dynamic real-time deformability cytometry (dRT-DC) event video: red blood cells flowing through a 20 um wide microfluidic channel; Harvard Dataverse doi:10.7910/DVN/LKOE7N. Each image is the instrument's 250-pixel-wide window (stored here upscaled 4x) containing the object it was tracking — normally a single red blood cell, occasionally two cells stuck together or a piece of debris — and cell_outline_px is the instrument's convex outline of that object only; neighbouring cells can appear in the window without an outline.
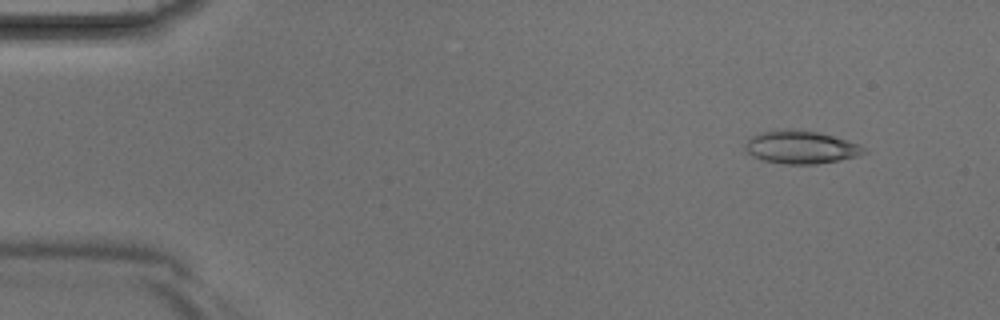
{"species": "Egyptian fruit bat (a non-hibernating species)", "species_latin": "Rousettus aegyptiacus", "temperature_condition": "room temperature", "stored_images_in_passage": 4, "camera_frame_rate_fps": 3000, "um_per_image_px": 0.085, "animal": {"sex": "male"}, "frame": {"image": 1, "passage_image": 1, "time_ms": 0.0, "image_size_px": [1000, 320], "cell_outline_px": [[868, 152], [856, 156], [840, 160], [816, 164], [784, 164], [764, 160], [752, 156], [748, 152], [744, 144], [752, 136], [760, 132], [784, 128], [796, 128], [816, 132], [832, 136], [860, 144]], "centroid_in_image_um": [68.07, 12.5], "position_along_channel_um": 16.9, "area_um2": 22.83}}